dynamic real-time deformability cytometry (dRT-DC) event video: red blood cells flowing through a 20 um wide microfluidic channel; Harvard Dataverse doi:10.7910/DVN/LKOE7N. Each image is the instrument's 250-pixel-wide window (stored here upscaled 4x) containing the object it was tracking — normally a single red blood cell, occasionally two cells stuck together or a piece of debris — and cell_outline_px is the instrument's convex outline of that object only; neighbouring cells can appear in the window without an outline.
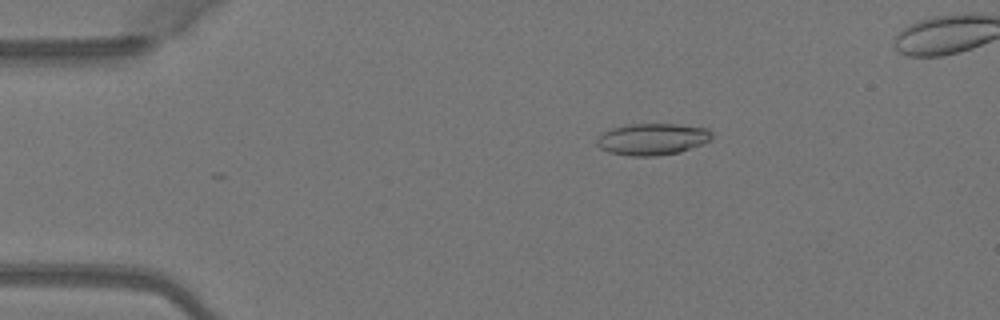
{"species": "Egyptian fruit bat (a non-hibernating species)", "species_latin": "Rousettus aegyptiacus", "temperature_condition": "warm", "stored_images_in_passage": 39, "camera_frame_rate_fps": 3000, "um_per_image_px": 0.085, "animal": {"sex": "female"}, "frame": {"image": 1, "passage_image": 9, "time_ms": 2.667, "image_size_px": [1000, 320], "cell_outline_px": [[712, 140], [680, 152], [656, 156], [628, 156], [608, 152], [600, 148], [596, 144], [596, 140], [604, 132], [612, 128], [632, 124], [676, 124], [708, 128], [712, 132]], "centroid_in_image_um": [55.46, 11.83], "position_along_channel_um": 29.5, "area_um2": 21.27}}
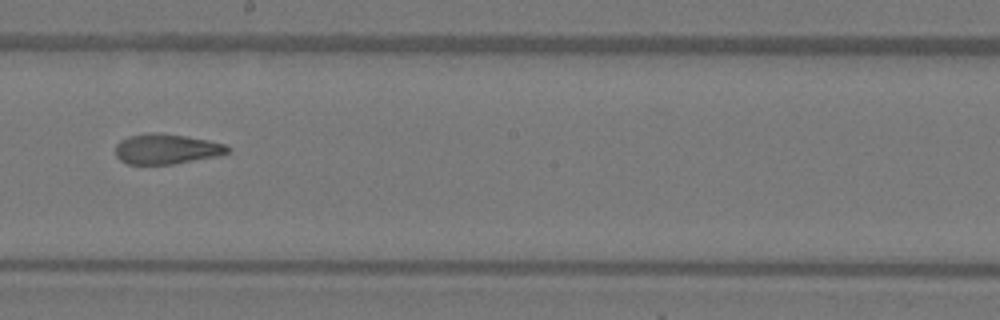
{"frame": {"image": 2, "passage_image": 28, "time_ms": 9.0, "image_size_px": [1000, 320], "cell_outline_px": [[232, 148], [228, 152], [220, 156], [172, 164], [128, 164], [120, 160], [116, 156], [116, 144], [120, 140], [128, 136], [148, 132], [152, 132], [184, 136], [208, 140], [224, 144]], "centroid_in_image_um": [14.15, 12.66], "position_along_channel_um": 234.1, "area_um2": 19.77}}
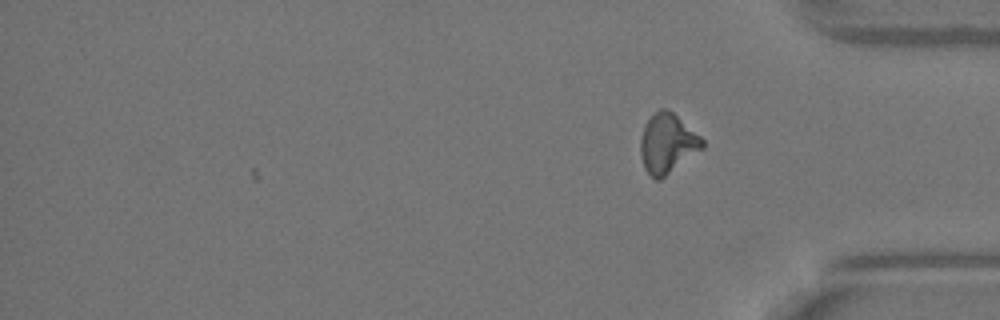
{"frame": {"image": 3, "passage_image": 39, "time_ms": 12.667, "image_size_px": [1000, 320], "cell_outline_px": [[704, 148], [660, 180], [656, 180], [644, 168], [640, 156], [640, 140], [644, 128], [648, 120], [660, 108], [668, 108], [700, 136], [704, 140]], "centroid_in_image_um": [56.73, 12.21], "position_along_channel_um": 378.5, "area_um2": 21.33}, "authors_computed_cell_mechanics": {"area_um2": 20.6346, "velocity_mm_per_s": 4.1172, "shape_relaxation_time_tau1_ms": 11.1841, "shape_relaxation_time_tau2_ms": 1.1637, "deformation_change_tau1": 0.3014, "deformation_change_tau2": 0.0885}}